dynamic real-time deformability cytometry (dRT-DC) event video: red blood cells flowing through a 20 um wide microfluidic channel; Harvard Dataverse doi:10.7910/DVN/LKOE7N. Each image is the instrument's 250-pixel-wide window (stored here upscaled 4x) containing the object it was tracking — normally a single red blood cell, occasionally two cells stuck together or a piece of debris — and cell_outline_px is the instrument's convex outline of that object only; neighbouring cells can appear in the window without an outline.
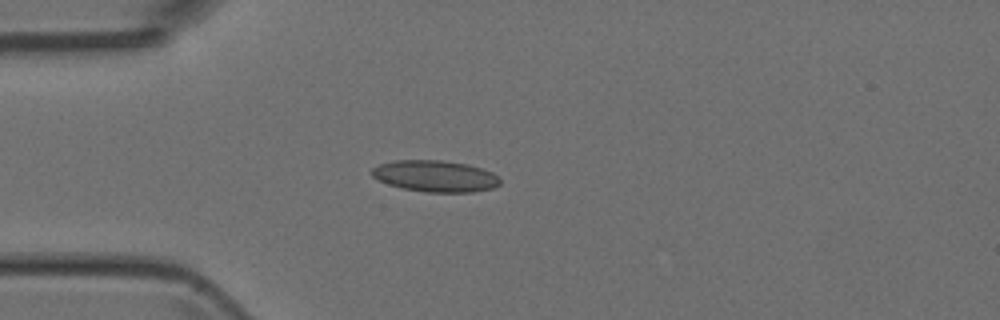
{"species": "Egyptian fruit bat (a non-hibernating species)", "species_latin": "Rousettus aegyptiacus", "temperature_condition": "room temperature", "stored_images_in_passage": 1, "camera_frame_rate_fps": 3000, "um_per_image_px": 0.085, "animal": {"sex": "female"}, "frame": {"image": 1, "passage_image": 1, "time_ms": 0.0, "image_size_px": [1000, 320], "cell_outline_px": [[500, 184], [492, 188], [472, 192], [424, 192], [400, 188], [388, 184], [372, 176], [372, 168], [380, 164], [396, 160], [444, 160], [468, 164], [492, 172], [500, 180]], "centroid_in_image_um": [36.99, 14.97], "position_along_channel_um": 48.0, "area_um2": 23.47}}